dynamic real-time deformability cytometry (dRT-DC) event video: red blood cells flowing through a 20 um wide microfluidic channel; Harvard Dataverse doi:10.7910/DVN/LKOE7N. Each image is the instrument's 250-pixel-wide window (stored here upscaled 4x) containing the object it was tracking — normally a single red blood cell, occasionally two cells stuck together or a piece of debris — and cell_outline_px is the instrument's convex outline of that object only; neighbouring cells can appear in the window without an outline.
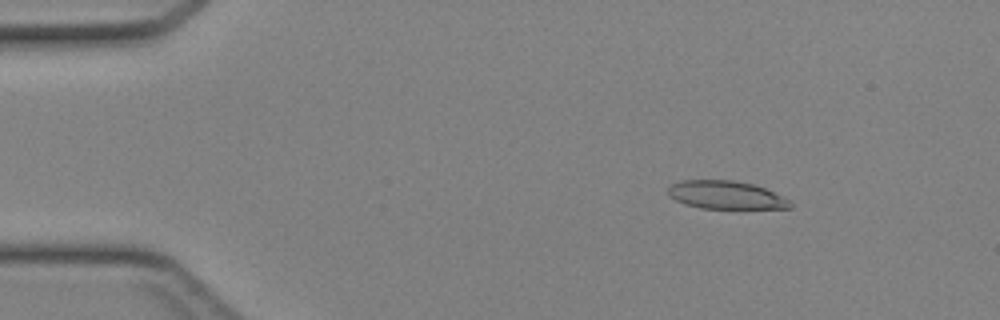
{"species": "Egyptian fruit bat (a non-hibernating species)", "species_latin": "Rousettus aegyptiacus", "temperature_condition": "cold", "stored_images_in_passage": 44, "camera_frame_rate_fps": 3000, "um_per_image_px": 0.085, "animal": {"sex": "female"}, "frame": {"image": 1, "passage_image": 6, "time_ms": 1.667, "image_size_px": [1000, 320], "cell_outline_px": [[792, 208], [700, 208], [684, 204], [668, 196], [668, 188], [672, 184], [680, 180], [732, 180], [752, 184], [764, 188], [788, 200], [792, 204]], "centroid_in_image_um": [61.64, 16.57], "position_along_channel_um": 23.4, "area_um2": 19.77}}
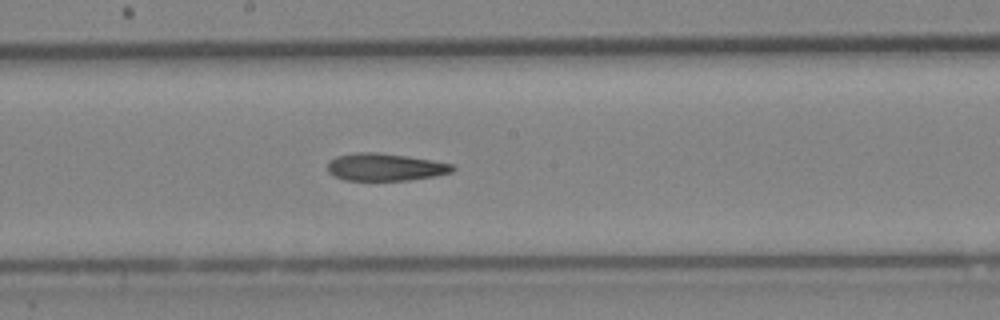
{"frame": {"image": 2, "passage_image": 24, "time_ms": 7.667, "image_size_px": [1000, 320], "cell_outline_px": [[456, 168], [452, 172], [436, 176], [408, 180], [344, 180], [332, 176], [328, 172], [328, 164], [336, 156], [356, 152], [380, 152], [432, 160], [452, 164]], "centroid_in_image_um": [32.73, 14.2], "position_along_channel_um": 215.5, "area_um2": 20.06}}
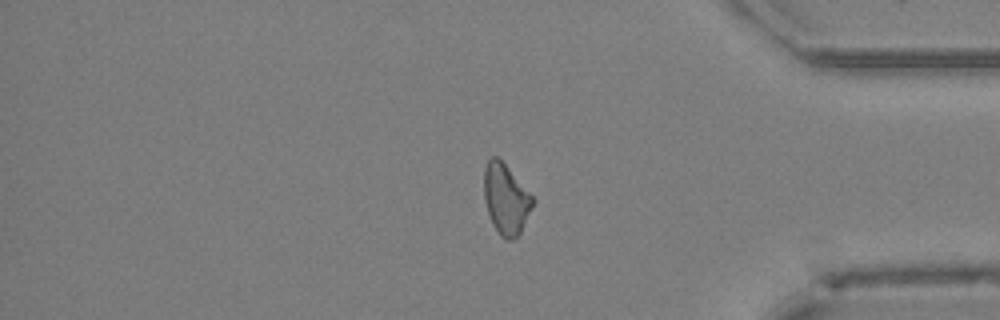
{"frame": {"image": 3, "passage_image": 37, "time_ms": 12.0, "image_size_px": [1000, 320], "cell_outline_px": [[536, 200], [520, 232], [512, 240], [504, 240], [500, 236], [492, 224], [484, 200], [484, 168], [488, 160], [492, 156], [496, 156], [508, 168]], "centroid_in_image_um": [42.99, 16.94], "position_along_channel_um": 392.2, "area_um2": 19.83}}